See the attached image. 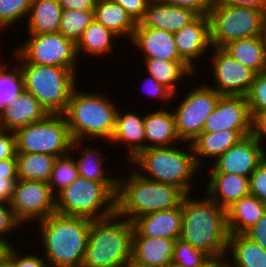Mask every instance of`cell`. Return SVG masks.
<instances>
[{"mask_svg": "<svg viewBox=\"0 0 266 267\" xmlns=\"http://www.w3.org/2000/svg\"><path fill=\"white\" fill-rule=\"evenodd\" d=\"M186 194L181 202L180 239L205 252L211 259L225 257L229 240L227 211L207 194L193 198Z\"/></svg>", "mask_w": 266, "mask_h": 267, "instance_id": "cell-1", "label": "cell"}, {"mask_svg": "<svg viewBox=\"0 0 266 267\" xmlns=\"http://www.w3.org/2000/svg\"><path fill=\"white\" fill-rule=\"evenodd\" d=\"M91 222L55 213L37 223L49 267H82Z\"/></svg>", "mask_w": 266, "mask_h": 267, "instance_id": "cell-2", "label": "cell"}, {"mask_svg": "<svg viewBox=\"0 0 266 267\" xmlns=\"http://www.w3.org/2000/svg\"><path fill=\"white\" fill-rule=\"evenodd\" d=\"M126 178H118L116 213L131 222L145 214L177 208L186 195L177 186L146 179L134 168Z\"/></svg>", "mask_w": 266, "mask_h": 267, "instance_id": "cell-3", "label": "cell"}, {"mask_svg": "<svg viewBox=\"0 0 266 267\" xmlns=\"http://www.w3.org/2000/svg\"><path fill=\"white\" fill-rule=\"evenodd\" d=\"M78 89V86L74 89L62 113L72 140L86 141L85 145L93 138L109 142L115 128L117 104L102 93L81 92Z\"/></svg>", "mask_w": 266, "mask_h": 267, "instance_id": "cell-4", "label": "cell"}, {"mask_svg": "<svg viewBox=\"0 0 266 267\" xmlns=\"http://www.w3.org/2000/svg\"><path fill=\"white\" fill-rule=\"evenodd\" d=\"M133 223L117 213L92 220L82 267H126L132 257Z\"/></svg>", "mask_w": 266, "mask_h": 267, "instance_id": "cell-5", "label": "cell"}, {"mask_svg": "<svg viewBox=\"0 0 266 267\" xmlns=\"http://www.w3.org/2000/svg\"><path fill=\"white\" fill-rule=\"evenodd\" d=\"M187 144L188 151L181 149L178 144L147 148L127 163L146 179L177 186L189 194L193 189L191 181L201 169L196 164L191 143Z\"/></svg>", "mask_w": 266, "mask_h": 267, "instance_id": "cell-6", "label": "cell"}, {"mask_svg": "<svg viewBox=\"0 0 266 267\" xmlns=\"http://www.w3.org/2000/svg\"><path fill=\"white\" fill-rule=\"evenodd\" d=\"M11 55L19 62L24 90L31 93L48 113L62 114L78 86V74L68 68L28 63L15 49Z\"/></svg>", "mask_w": 266, "mask_h": 267, "instance_id": "cell-7", "label": "cell"}, {"mask_svg": "<svg viewBox=\"0 0 266 267\" xmlns=\"http://www.w3.org/2000/svg\"><path fill=\"white\" fill-rule=\"evenodd\" d=\"M118 182H96L79 176L56 195V213L98 220L116 213Z\"/></svg>", "mask_w": 266, "mask_h": 267, "instance_id": "cell-8", "label": "cell"}, {"mask_svg": "<svg viewBox=\"0 0 266 267\" xmlns=\"http://www.w3.org/2000/svg\"><path fill=\"white\" fill-rule=\"evenodd\" d=\"M17 153H45L60 157L70 152L72 138L63 114L49 113L43 119L14 131Z\"/></svg>", "mask_w": 266, "mask_h": 267, "instance_id": "cell-9", "label": "cell"}, {"mask_svg": "<svg viewBox=\"0 0 266 267\" xmlns=\"http://www.w3.org/2000/svg\"><path fill=\"white\" fill-rule=\"evenodd\" d=\"M263 14L256 8L214 2L208 13L212 47L223 48L231 41L259 36Z\"/></svg>", "mask_w": 266, "mask_h": 267, "instance_id": "cell-10", "label": "cell"}, {"mask_svg": "<svg viewBox=\"0 0 266 267\" xmlns=\"http://www.w3.org/2000/svg\"><path fill=\"white\" fill-rule=\"evenodd\" d=\"M200 85L189 90L177 108L172 109L177 135L184 143H192L203 132L206 119L222 96L206 83L205 86Z\"/></svg>", "mask_w": 266, "mask_h": 267, "instance_id": "cell-11", "label": "cell"}, {"mask_svg": "<svg viewBox=\"0 0 266 267\" xmlns=\"http://www.w3.org/2000/svg\"><path fill=\"white\" fill-rule=\"evenodd\" d=\"M29 37L15 49L28 63L68 68L77 72L76 44L60 32L28 34Z\"/></svg>", "mask_w": 266, "mask_h": 267, "instance_id": "cell-12", "label": "cell"}, {"mask_svg": "<svg viewBox=\"0 0 266 267\" xmlns=\"http://www.w3.org/2000/svg\"><path fill=\"white\" fill-rule=\"evenodd\" d=\"M9 204L22 225L56 213V196L45 181L18 179Z\"/></svg>", "mask_w": 266, "mask_h": 267, "instance_id": "cell-13", "label": "cell"}, {"mask_svg": "<svg viewBox=\"0 0 266 267\" xmlns=\"http://www.w3.org/2000/svg\"><path fill=\"white\" fill-rule=\"evenodd\" d=\"M213 85H208L220 95L246 96L256 73L235 60L223 48L212 47Z\"/></svg>", "mask_w": 266, "mask_h": 267, "instance_id": "cell-14", "label": "cell"}, {"mask_svg": "<svg viewBox=\"0 0 266 267\" xmlns=\"http://www.w3.org/2000/svg\"><path fill=\"white\" fill-rule=\"evenodd\" d=\"M262 145L252 134L243 137L212 162L209 173H227L250 178L266 157V149Z\"/></svg>", "mask_w": 266, "mask_h": 267, "instance_id": "cell-15", "label": "cell"}, {"mask_svg": "<svg viewBox=\"0 0 266 267\" xmlns=\"http://www.w3.org/2000/svg\"><path fill=\"white\" fill-rule=\"evenodd\" d=\"M236 130L242 137L252 132V116L246 96L222 95L206 119L202 133Z\"/></svg>", "mask_w": 266, "mask_h": 267, "instance_id": "cell-16", "label": "cell"}, {"mask_svg": "<svg viewBox=\"0 0 266 267\" xmlns=\"http://www.w3.org/2000/svg\"><path fill=\"white\" fill-rule=\"evenodd\" d=\"M173 36L180 58L196 72V59L212 48L208 15H198Z\"/></svg>", "mask_w": 266, "mask_h": 267, "instance_id": "cell-17", "label": "cell"}, {"mask_svg": "<svg viewBox=\"0 0 266 267\" xmlns=\"http://www.w3.org/2000/svg\"><path fill=\"white\" fill-rule=\"evenodd\" d=\"M133 237L179 239L182 231L181 204L174 209L156 211L137 217Z\"/></svg>", "mask_w": 266, "mask_h": 267, "instance_id": "cell-18", "label": "cell"}, {"mask_svg": "<svg viewBox=\"0 0 266 267\" xmlns=\"http://www.w3.org/2000/svg\"><path fill=\"white\" fill-rule=\"evenodd\" d=\"M197 16L198 14L193 10L151 0L143 18L137 23L136 27H151L176 33L191 23Z\"/></svg>", "mask_w": 266, "mask_h": 267, "instance_id": "cell-19", "label": "cell"}, {"mask_svg": "<svg viewBox=\"0 0 266 267\" xmlns=\"http://www.w3.org/2000/svg\"><path fill=\"white\" fill-rule=\"evenodd\" d=\"M143 52V58L183 61L178 53L173 33L151 27H136L131 42Z\"/></svg>", "mask_w": 266, "mask_h": 267, "instance_id": "cell-20", "label": "cell"}, {"mask_svg": "<svg viewBox=\"0 0 266 267\" xmlns=\"http://www.w3.org/2000/svg\"><path fill=\"white\" fill-rule=\"evenodd\" d=\"M122 113V114H121ZM111 144H121L126 147V160L131 161L140 151L145 149L144 115L135 112H121L118 108Z\"/></svg>", "mask_w": 266, "mask_h": 267, "instance_id": "cell-21", "label": "cell"}, {"mask_svg": "<svg viewBox=\"0 0 266 267\" xmlns=\"http://www.w3.org/2000/svg\"><path fill=\"white\" fill-rule=\"evenodd\" d=\"M176 239L132 237L131 262L145 267H170Z\"/></svg>", "mask_w": 266, "mask_h": 267, "instance_id": "cell-22", "label": "cell"}, {"mask_svg": "<svg viewBox=\"0 0 266 267\" xmlns=\"http://www.w3.org/2000/svg\"><path fill=\"white\" fill-rule=\"evenodd\" d=\"M49 114L40 102L24 90L19 97L0 112V124L3 130L15 131L43 119Z\"/></svg>", "mask_w": 266, "mask_h": 267, "instance_id": "cell-23", "label": "cell"}, {"mask_svg": "<svg viewBox=\"0 0 266 267\" xmlns=\"http://www.w3.org/2000/svg\"><path fill=\"white\" fill-rule=\"evenodd\" d=\"M163 104V105H162ZM161 108L144 114L145 149L152 147H169L181 143L176 127L173 111Z\"/></svg>", "mask_w": 266, "mask_h": 267, "instance_id": "cell-24", "label": "cell"}, {"mask_svg": "<svg viewBox=\"0 0 266 267\" xmlns=\"http://www.w3.org/2000/svg\"><path fill=\"white\" fill-rule=\"evenodd\" d=\"M205 193L225 210L250 194L249 178L227 173H209Z\"/></svg>", "mask_w": 266, "mask_h": 267, "instance_id": "cell-25", "label": "cell"}, {"mask_svg": "<svg viewBox=\"0 0 266 267\" xmlns=\"http://www.w3.org/2000/svg\"><path fill=\"white\" fill-rule=\"evenodd\" d=\"M242 138L243 137L236 130L201 133L191 143L196 164L201 168L204 164L202 162L207 160V158L212 159V161L214 159L213 162H215L223 153Z\"/></svg>", "mask_w": 266, "mask_h": 267, "instance_id": "cell-26", "label": "cell"}, {"mask_svg": "<svg viewBox=\"0 0 266 267\" xmlns=\"http://www.w3.org/2000/svg\"><path fill=\"white\" fill-rule=\"evenodd\" d=\"M226 211L229 234H245L265 213L266 204L249 194L239 199Z\"/></svg>", "mask_w": 266, "mask_h": 267, "instance_id": "cell-27", "label": "cell"}, {"mask_svg": "<svg viewBox=\"0 0 266 267\" xmlns=\"http://www.w3.org/2000/svg\"><path fill=\"white\" fill-rule=\"evenodd\" d=\"M229 255L230 267H266V251L245 234H230L226 257Z\"/></svg>", "mask_w": 266, "mask_h": 267, "instance_id": "cell-28", "label": "cell"}, {"mask_svg": "<svg viewBox=\"0 0 266 267\" xmlns=\"http://www.w3.org/2000/svg\"><path fill=\"white\" fill-rule=\"evenodd\" d=\"M94 19L110 29L117 36H125L131 41L137 23L125 9L113 0H102L95 3Z\"/></svg>", "mask_w": 266, "mask_h": 267, "instance_id": "cell-29", "label": "cell"}, {"mask_svg": "<svg viewBox=\"0 0 266 267\" xmlns=\"http://www.w3.org/2000/svg\"><path fill=\"white\" fill-rule=\"evenodd\" d=\"M62 11L58 0H33L26 21L29 34L58 32Z\"/></svg>", "mask_w": 266, "mask_h": 267, "instance_id": "cell-30", "label": "cell"}, {"mask_svg": "<svg viewBox=\"0 0 266 267\" xmlns=\"http://www.w3.org/2000/svg\"><path fill=\"white\" fill-rule=\"evenodd\" d=\"M117 36L110 29L106 28L103 24L97 22L95 19L86 27L82 37L76 44L77 56L80 59V54L87 53L91 57L111 54L113 49V41ZM99 56V57H98Z\"/></svg>", "mask_w": 266, "mask_h": 267, "instance_id": "cell-31", "label": "cell"}, {"mask_svg": "<svg viewBox=\"0 0 266 267\" xmlns=\"http://www.w3.org/2000/svg\"><path fill=\"white\" fill-rule=\"evenodd\" d=\"M223 49L256 74L266 71V51L259 36L231 41Z\"/></svg>", "mask_w": 266, "mask_h": 267, "instance_id": "cell-32", "label": "cell"}, {"mask_svg": "<svg viewBox=\"0 0 266 267\" xmlns=\"http://www.w3.org/2000/svg\"><path fill=\"white\" fill-rule=\"evenodd\" d=\"M143 59L148 74L158 83L168 87L174 94H179L177 85L183 78L194 75V71L184 61H168L157 58Z\"/></svg>", "mask_w": 266, "mask_h": 267, "instance_id": "cell-33", "label": "cell"}, {"mask_svg": "<svg viewBox=\"0 0 266 267\" xmlns=\"http://www.w3.org/2000/svg\"><path fill=\"white\" fill-rule=\"evenodd\" d=\"M55 159L45 153H16L18 179L48 182Z\"/></svg>", "mask_w": 266, "mask_h": 267, "instance_id": "cell-34", "label": "cell"}, {"mask_svg": "<svg viewBox=\"0 0 266 267\" xmlns=\"http://www.w3.org/2000/svg\"><path fill=\"white\" fill-rule=\"evenodd\" d=\"M82 144L83 141H72L70 152L55 159L48 181L51 192L55 196L79 177L77 164L74 158L75 155H72V152L75 149L74 151L80 154L79 149H82Z\"/></svg>", "mask_w": 266, "mask_h": 267, "instance_id": "cell-35", "label": "cell"}, {"mask_svg": "<svg viewBox=\"0 0 266 267\" xmlns=\"http://www.w3.org/2000/svg\"><path fill=\"white\" fill-rule=\"evenodd\" d=\"M81 152L79 158L75 157L79 176L96 182H118V178L110 177L109 171L103 166L105 161L99 149H91L87 145Z\"/></svg>", "mask_w": 266, "mask_h": 267, "instance_id": "cell-36", "label": "cell"}, {"mask_svg": "<svg viewBox=\"0 0 266 267\" xmlns=\"http://www.w3.org/2000/svg\"><path fill=\"white\" fill-rule=\"evenodd\" d=\"M8 67L5 62L0 63V112L24 91V78L18 63L11 71Z\"/></svg>", "mask_w": 266, "mask_h": 267, "instance_id": "cell-37", "label": "cell"}, {"mask_svg": "<svg viewBox=\"0 0 266 267\" xmlns=\"http://www.w3.org/2000/svg\"><path fill=\"white\" fill-rule=\"evenodd\" d=\"M93 20L94 11L63 9L58 32L77 44L84 30Z\"/></svg>", "mask_w": 266, "mask_h": 267, "instance_id": "cell-38", "label": "cell"}, {"mask_svg": "<svg viewBox=\"0 0 266 267\" xmlns=\"http://www.w3.org/2000/svg\"><path fill=\"white\" fill-rule=\"evenodd\" d=\"M211 258L202 250L194 248L182 239L174 244L172 265L177 267H202Z\"/></svg>", "mask_w": 266, "mask_h": 267, "instance_id": "cell-39", "label": "cell"}, {"mask_svg": "<svg viewBox=\"0 0 266 267\" xmlns=\"http://www.w3.org/2000/svg\"><path fill=\"white\" fill-rule=\"evenodd\" d=\"M33 0H0V33L28 16ZM27 15V16H26ZM3 29V30H2Z\"/></svg>", "mask_w": 266, "mask_h": 267, "instance_id": "cell-40", "label": "cell"}, {"mask_svg": "<svg viewBox=\"0 0 266 267\" xmlns=\"http://www.w3.org/2000/svg\"><path fill=\"white\" fill-rule=\"evenodd\" d=\"M246 99L250 111H266V71L255 75Z\"/></svg>", "mask_w": 266, "mask_h": 267, "instance_id": "cell-41", "label": "cell"}, {"mask_svg": "<svg viewBox=\"0 0 266 267\" xmlns=\"http://www.w3.org/2000/svg\"><path fill=\"white\" fill-rule=\"evenodd\" d=\"M250 194L266 204V157L249 178Z\"/></svg>", "mask_w": 266, "mask_h": 267, "instance_id": "cell-42", "label": "cell"}, {"mask_svg": "<svg viewBox=\"0 0 266 267\" xmlns=\"http://www.w3.org/2000/svg\"><path fill=\"white\" fill-rule=\"evenodd\" d=\"M21 226L23 225L16 219L10 204L0 201V240L8 241L6 234Z\"/></svg>", "mask_w": 266, "mask_h": 267, "instance_id": "cell-43", "label": "cell"}, {"mask_svg": "<svg viewBox=\"0 0 266 267\" xmlns=\"http://www.w3.org/2000/svg\"><path fill=\"white\" fill-rule=\"evenodd\" d=\"M144 80L142 89L145 92V95L148 94L151 97H159V100L161 99V102L163 101L164 103L165 101L167 103L168 101L174 100L177 96V93L174 94L168 87L164 84L158 83L149 74Z\"/></svg>", "mask_w": 266, "mask_h": 267, "instance_id": "cell-44", "label": "cell"}, {"mask_svg": "<svg viewBox=\"0 0 266 267\" xmlns=\"http://www.w3.org/2000/svg\"><path fill=\"white\" fill-rule=\"evenodd\" d=\"M31 253L22 255L14 246L11 248L12 267H49L45 258ZM40 256V257H39Z\"/></svg>", "mask_w": 266, "mask_h": 267, "instance_id": "cell-45", "label": "cell"}, {"mask_svg": "<svg viewBox=\"0 0 266 267\" xmlns=\"http://www.w3.org/2000/svg\"><path fill=\"white\" fill-rule=\"evenodd\" d=\"M161 3L193 10L198 15H208L215 0H158Z\"/></svg>", "mask_w": 266, "mask_h": 267, "instance_id": "cell-46", "label": "cell"}, {"mask_svg": "<svg viewBox=\"0 0 266 267\" xmlns=\"http://www.w3.org/2000/svg\"><path fill=\"white\" fill-rule=\"evenodd\" d=\"M16 138L14 131L0 130V161L16 159Z\"/></svg>", "mask_w": 266, "mask_h": 267, "instance_id": "cell-47", "label": "cell"}, {"mask_svg": "<svg viewBox=\"0 0 266 267\" xmlns=\"http://www.w3.org/2000/svg\"><path fill=\"white\" fill-rule=\"evenodd\" d=\"M121 5L136 23L143 18L151 0H113Z\"/></svg>", "mask_w": 266, "mask_h": 267, "instance_id": "cell-48", "label": "cell"}, {"mask_svg": "<svg viewBox=\"0 0 266 267\" xmlns=\"http://www.w3.org/2000/svg\"><path fill=\"white\" fill-rule=\"evenodd\" d=\"M245 235L266 251V211Z\"/></svg>", "mask_w": 266, "mask_h": 267, "instance_id": "cell-49", "label": "cell"}, {"mask_svg": "<svg viewBox=\"0 0 266 267\" xmlns=\"http://www.w3.org/2000/svg\"><path fill=\"white\" fill-rule=\"evenodd\" d=\"M252 116V132L261 143L266 139V111H250Z\"/></svg>", "mask_w": 266, "mask_h": 267, "instance_id": "cell-50", "label": "cell"}, {"mask_svg": "<svg viewBox=\"0 0 266 267\" xmlns=\"http://www.w3.org/2000/svg\"><path fill=\"white\" fill-rule=\"evenodd\" d=\"M62 9H75L81 11H94L93 0H58Z\"/></svg>", "mask_w": 266, "mask_h": 267, "instance_id": "cell-51", "label": "cell"}, {"mask_svg": "<svg viewBox=\"0 0 266 267\" xmlns=\"http://www.w3.org/2000/svg\"><path fill=\"white\" fill-rule=\"evenodd\" d=\"M18 178H0V201L10 203Z\"/></svg>", "mask_w": 266, "mask_h": 267, "instance_id": "cell-52", "label": "cell"}, {"mask_svg": "<svg viewBox=\"0 0 266 267\" xmlns=\"http://www.w3.org/2000/svg\"><path fill=\"white\" fill-rule=\"evenodd\" d=\"M215 2L240 7L256 8L266 12V0H215Z\"/></svg>", "mask_w": 266, "mask_h": 267, "instance_id": "cell-53", "label": "cell"}, {"mask_svg": "<svg viewBox=\"0 0 266 267\" xmlns=\"http://www.w3.org/2000/svg\"><path fill=\"white\" fill-rule=\"evenodd\" d=\"M0 178H18L16 159H6L0 161Z\"/></svg>", "mask_w": 266, "mask_h": 267, "instance_id": "cell-54", "label": "cell"}, {"mask_svg": "<svg viewBox=\"0 0 266 267\" xmlns=\"http://www.w3.org/2000/svg\"><path fill=\"white\" fill-rule=\"evenodd\" d=\"M227 257H220L215 259H210L206 264L202 267H230L227 261Z\"/></svg>", "mask_w": 266, "mask_h": 267, "instance_id": "cell-55", "label": "cell"}, {"mask_svg": "<svg viewBox=\"0 0 266 267\" xmlns=\"http://www.w3.org/2000/svg\"><path fill=\"white\" fill-rule=\"evenodd\" d=\"M13 246L10 241L0 240V263L8 257L9 251Z\"/></svg>", "mask_w": 266, "mask_h": 267, "instance_id": "cell-56", "label": "cell"}, {"mask_svg": "<svg viewBox=\"0 0 266 267\" xmlns=\"http://www.w3.org/2000/svg\"><path fill=\"white\" fill-rule=\"evenodd\" d=\"M259 37L266 51V12H264L263 17H262Z\"/></svg>", "mask_w": 266, "mask_h": 267, "instance_id": "cell-57", "label": "cell"}, {"mask_svg": "<svg viewBox=\"0 0 266 267\" xmlns=\"http://www.w3.org/2000/svg\"><path fill=\"white\" fill-rule=\"evenodd\" d=\"M0 267H12L11 250L9 251L8 257L0 263Z\"/></svg>", "mask_w": 266, "mask_h": 267, "instance_id": "cell-58", "label": "cell"}, {"mask_svg": "<svg viewBox=\"0 0 266 267\" xmlns=\"http://www.w3.org/2000/svg\"><path fill=\"white\" fill-rule=\"evenodd\" d=\"M126 267H145V266L138 265L130 261V263Z\"/></svg>", "mask_w": 266, "mask_h": 267, "instance_id": "cell-59", "label": "cell"}]
</instances>
